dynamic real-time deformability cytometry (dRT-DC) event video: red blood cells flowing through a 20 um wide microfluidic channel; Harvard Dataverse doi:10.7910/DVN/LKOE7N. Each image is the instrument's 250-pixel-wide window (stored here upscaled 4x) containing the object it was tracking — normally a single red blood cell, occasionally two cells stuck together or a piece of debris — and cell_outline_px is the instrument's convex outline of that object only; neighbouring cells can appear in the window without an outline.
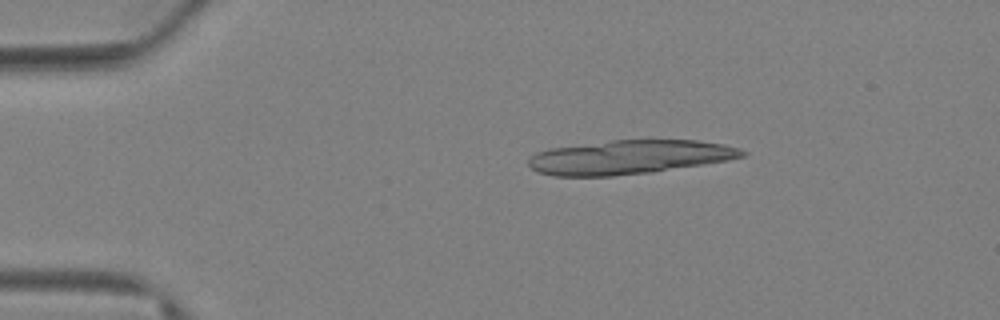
{"species": "Egyptian fruit bat (a non-hibernating species)", "species_latin": "Rousettus aegyptiacus", "temperature_condition": "warm", "stored_images_in_passage": 21, "camera_frame_rate_fps": 3000, "um_per_image_px": 0.085, "animal": {"sex": "female"}, "frame": {"image": 1, "passage_image": 10, "time_ms": 3.0, "image_size_px": [1000, 320], "cell_outline_px": [[748, 152], [744, 156], [728, 160], [652, 172], [612, 176], [552, 176], [540, 172], [532, 168], [528, 164], [528, 160], [536, 152], [552, 148], [612, 140], [696, 140], [724, 144], [740, 148]], "centroid_in_image_um": [53.52, 13.35], "position_along_channel_um": 31.5, "area_um2": 42.14}}